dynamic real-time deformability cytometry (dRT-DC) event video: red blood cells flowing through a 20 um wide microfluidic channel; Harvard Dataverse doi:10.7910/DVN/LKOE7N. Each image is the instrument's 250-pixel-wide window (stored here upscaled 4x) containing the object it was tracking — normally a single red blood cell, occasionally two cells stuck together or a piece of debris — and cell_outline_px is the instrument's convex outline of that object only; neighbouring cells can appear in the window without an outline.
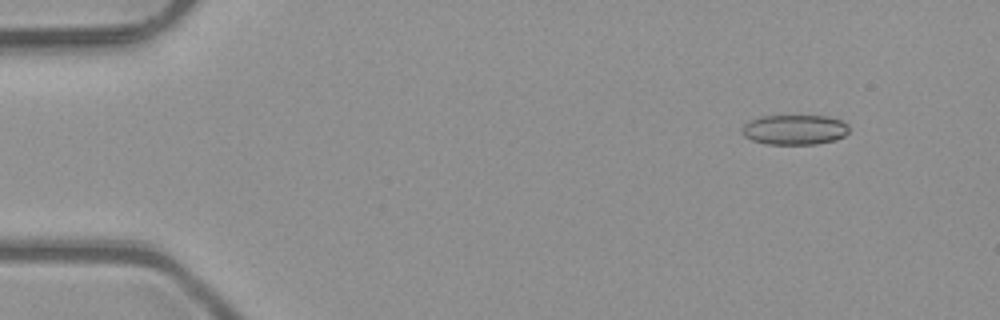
{"species": "common noctule bat (a hibernating species)", "species_latin": "Nyctalus noctula", "temperature_condition": "room temperature", "stored_images_in_passage": 5, "camera_frame_rate_fps": 3000, "um_per_image_px": 0.085, "animal": {"sex": "male", "body_mass_g": 23.1, "forearm_length_mm": 52.7}, "frame": {"image": 1, "passage_image": 2, "time_ms": 0.333, "image_size_px": [1000, 320], "cell_outline_px": [[848, 132], [844, 136], [836, 140], [816, 144], [768, 144], [752, 140], [744, 136], [744, 124], [760, 116], [828, 116], [840, 120], [848, 124]], "centroid_in_image_um": [67.59, 11.02], "position_along_channel_um": 17.4, "area_um2": 18.55}}